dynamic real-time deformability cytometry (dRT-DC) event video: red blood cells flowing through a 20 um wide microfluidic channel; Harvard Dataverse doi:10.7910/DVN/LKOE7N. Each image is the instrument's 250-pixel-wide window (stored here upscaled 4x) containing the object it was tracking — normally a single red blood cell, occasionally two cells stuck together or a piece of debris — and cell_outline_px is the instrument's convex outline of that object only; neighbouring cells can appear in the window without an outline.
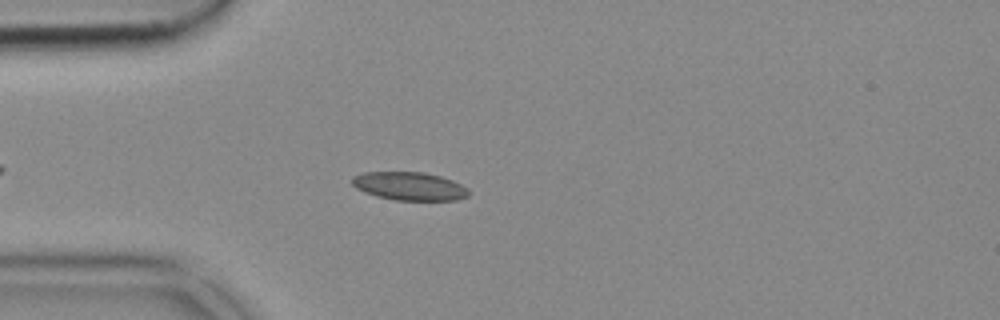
{"species": "common noctule bat (a hibernating species)", "species_latin": "Nyctalus noctula", "temperature_condition": "cold", "stored_images_in_passage": 40, "camera_frame_rate_fps": 3000, "um_per_image_px": 0.085, "animal": {"sex": "female", "body_mass_g": 18.4}, "frame": {"image": 1, "passage_image": 8, "time_ms": 2.333, "image_size_px": [1000, 320], "cell_outline_px": [[468, 196], [456, 200], [392, 200], [376, 196], [364, 192], [356, 188], [352, 184], [352, 176], [364, 172], [424, 172], [440, 176], [452, 180], [468, 188]], "centroid_in_image_um": [34.78, 15.82], "position_along_channel_um": 50.2, "area_um2": 19.25}}
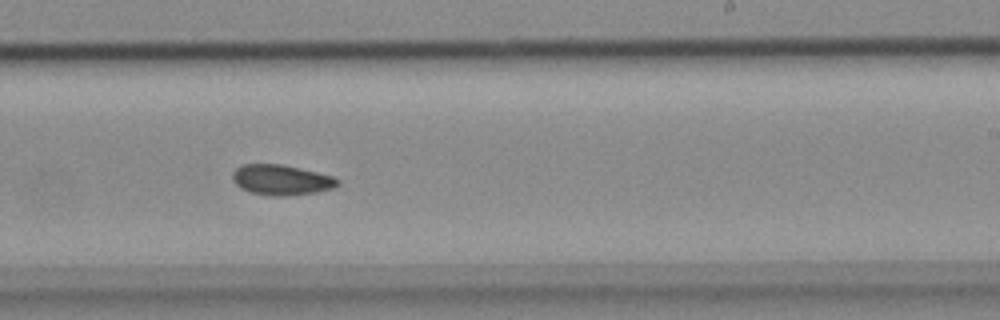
{"frame": {"image": 2, "passage_image": 26, "time_ms": 8.333, "image_size_px": [1000, 320], "cell_outline_px": [[340, 184], [336, 188], [316, 192], [288, 196], [272, 196], [252, 192], [240, 188], [232, 180], [232, 172], [236, 168], [244, 164], [280, 164], [316, 172], [332, 176], [340, 180]], "centroid_in_image_um": [23.92, 15.3], "position_along_channel_um": 265.1, "area_um2": 18.61}}
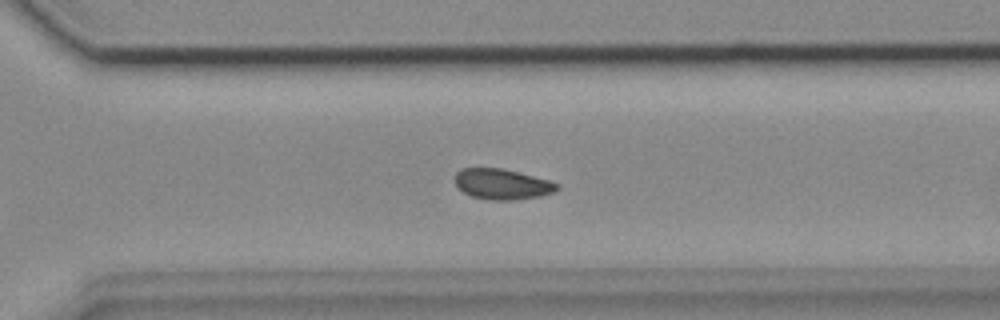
{"frame": {"image": 3, "passage_image": 31, "time_ms": 10.0, "image_size_px": [1000, 320], "cell_outline_px": [[560, 188], [556, 192], [540, 196], [516, 200], [492, 200], [472, 196], [464, 192], [452, 180], [456, 172], [460, 168], [500, 168], [548, 180], [560, 184]], "centroid_in_image_um": [42.68, 15.65], "position_along_channel_um": 327.9, "area_um2": 18.21}}